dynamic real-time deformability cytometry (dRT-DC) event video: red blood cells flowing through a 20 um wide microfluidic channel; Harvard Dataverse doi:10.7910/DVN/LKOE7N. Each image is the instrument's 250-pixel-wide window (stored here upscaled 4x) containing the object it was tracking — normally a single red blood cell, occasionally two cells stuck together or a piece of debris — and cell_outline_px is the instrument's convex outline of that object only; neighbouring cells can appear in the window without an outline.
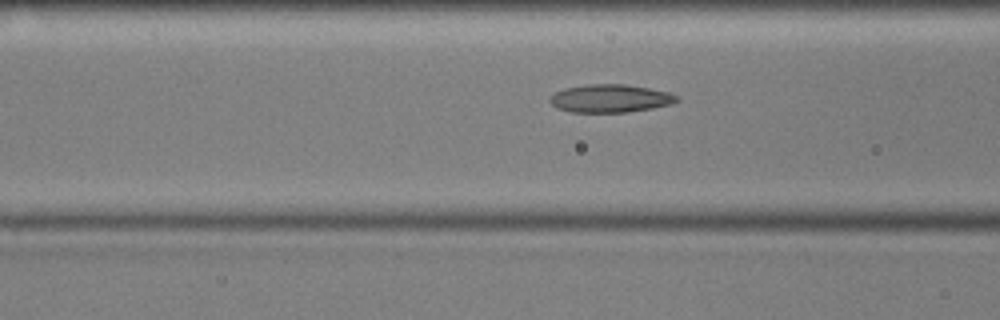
{"species": "common noctule bat (a hibernating species)", "species_latin": "Nyctalus noctula", "temperature_condition": "cold", "stored_images_in_passage": 54, "camera_frame_rate_fps": 3000, "um_per_image_px": 0.085, "animal": {"sex": "male", "body_mass_g": 17.9, "forearm_length_mm": 54.2}, "frame": {"image": 1, "passage_image": 20, "time_ms": 6.333, "image_size_px": [1000, 320], "cell_outline_px": [[680, 100], [672, 104], [652, 108], [628, 112], [572, 112], [556, 108], [548, 100], [556, 92], [564, 88], [588, 84], [624, 84], [648, 88], [668, 92], [680, 96]], "centroid_in_image_um": [51.9, 8.37], "position_along_channel_um": 114.7, "area_um2": 20.75}}
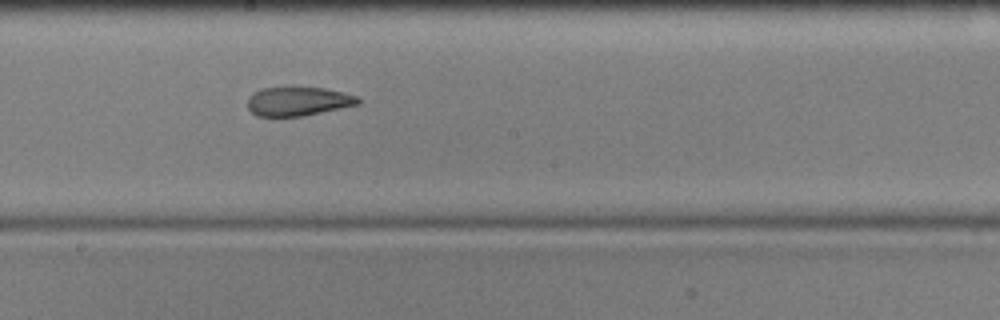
{"frame": {"image": 2, "passage_image": 29, "time_ms": 9.333, "image_size_px": [1000, 320], "cell_outline_px": [[360, 104], [304, 116], [256, 116], [248, 108], [248, 96], [264, 88], [324, 88], [344, 92], [356, 96], [360, 100]], "centroid_in_image_um": [25.36, 8.63], "position_along_channel_um": 222.8, "area_um2": 18.44}}
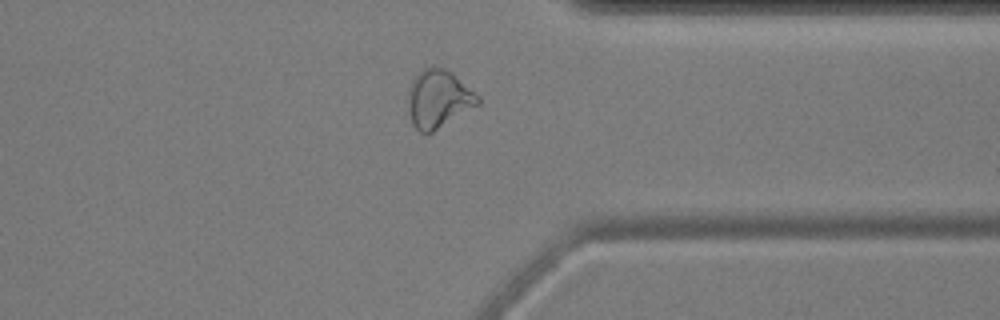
{"frame": {"image": 3, "passage_image": 42, "time_ms": 13.667, "image_size_px": [1000, 320], "cell_outline_px": [[480, 104], [432, 132], [420, 132], [412, 124], [408, 112], [408, 88], [412, 80], [424, 68], [432, 64], [444, 68], [452, 72], [480, 96]], "centroid_in_image_um": [37.27, 8.38], "position_along_channel_um": 374.1, "area_um2": 23.76}, "authors_computed_cell_mechanics": {"area_um2": 21.097, "velocity_mm_per_s": 3.5952, "shape_relaxation_time_tau1_ms": 8.5722, "shape_relaxation_time_tau2_ms": 2.9796, "deformation_change_tau1": 0.1842, "deformation_change_tau2": 0.1097}}